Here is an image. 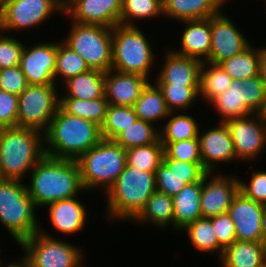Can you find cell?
Instances as JSON below:
<instances>
[{"label":"cell","instance_id":"obj_1","mask_svg":"<svg viewBox=\"0 0 266 267\" xmlns=\"http://www.w3.org/2000/svg\"><path fill=\"white\" fill-rule=\"evenodd\" d=\"M28 176L29 184H25L37 209L45 208L55 201L81 196V193L86 192L81 182L77 160L45 155Z\"/></svg>","mask_w":266,"mask_h":267},{"label":"cell","instance_id":"obj_2","mask_svg":"<svg viewBox=\"0 0 266 267\" xmlns=\"http://www.w3.org/2000/svg\"><path fill=\"white\" fill-rule=\"evenodd\" d=\"M101 140V128L98 125L70 115L59 106L44 133V152L53 158L77 160Z\"/></svg>","mask_w":266,"mask_h":267},{"label":"cell","instance_id":"obj_3","mask_svg":"<svg viewBox=\"0 0 266 267\" xmlns=\"http://www.w3.org/2000/svg\"><path fill=\"white\" fill-rule=\"evenodd\" d=\"M44 156V134L40 131L0 128V179L26 182L25 177Z\"/></svg>","mask_w":266,"mask_h":267},{"label":"cell","instance_id":"obj_4","mask_svg":"<svg viewBox=\"0 0 266 267\" xmlns=\"http://www.w3.org/2000/svg\"><path fill=\"white\" fill-rule=\"evenodd\" d=\"M155 191V172L125 166L123 172L103 196L106 202L104 211L107 219H112V223L131 222Z\"/></svg>","mask_w":266,"mask_h":267},{"label":"cell","instance_id":"obj_5","mask_svg":"<svg viewBox=\"0 0 266 267\" xmlns=\"http://www.w3.org/2000/svg\"><path fill=\"white\" fill-rule=\"evenodd\" d=\"M37 210L24 181L0 179V224L18 245L39 231Z\"/></svg>","mask_w":266,"mask_h":267},{"label":"cell","instance_id":"obj_6","mask_svg":"<svg viewBox=\"0 0 266 267\" xmlns=\"http://www.w3.org/2000/svg\"><path fill=\"white\" fill-rule=\"evenodd\" d=\"M148 34L139 26L118 24L112 28V70L134 73L153 81L156 54ZM152 75V77H150ZM152 78V79H150Z\"/></svg>","mask_w":266,"mask_h":267},{"label":"cell","instance_id":"obj_7","mask_svg":"<svg viewBox=\"0 0 266 267\" xmlns=\"http://www.w3.org/2000/svg\"><path fill=\"white\" fill-rule=\"evenodd\" d=\"M77 162L84 190L100 191L104 196L126 166V150L113 140L102 139Z\"/></svg>","mask_w":266,"mask_h":267},{"label":"cell","instance_id":"obj_8","mask_svg":"<svg viewBox=\"0 0 266 267\" xmlns=\"http://www.w3.org/2000/svg\"><path fill=\"white\" fill-rule=\"evenodd\" d=\"M42 226V227H41ZM40 223L39 231L22 241L18 247L31 267H84L83 249L67 239L50 235Z\"/></svg>","mask_w":266,"mask_h":267},{"label":"cell","instance_id":"obj_9","mask_svg":"<svg viewBox=\"0 0 266 267\" xmlns=\"http://www.w3.org/2000/svg\"><path fill=\"white\" fill-rule=\"evenodd\" d=\"M71 24V25H70ZM63 42L81 55L90 69L104 73L112 69V28L100 25L68 24Z\"/></svg>","mask_w":266,"mask_h":267},{"label":"cell","instance_id":"obj_10","mask_svg":"<svg viewBox=\"0 0 266 267\" xmlns=\"http://www.w3.org/2000/svg\"><path fill=\"white\" fill-rule=\"evenodd\" d=\"M266 97V84L260 75L244 80H233L229 89L213 98L212 106L220 116L219 122H226L259 113Z\"/></svg>","mask_w":266,"mask_h":267},{"label":"cell","instance_id":"obj_11","mask_svg":"<svg viewBox=\"0 0 266 267\" xmlns=\"http://www.w3.org/2000/svg\"><path fill=\"white\" fill-rule=\"evenodd\" d=\"M58 87L29 85L18 96L17 127L34 129L44 134L60 105Z\"/></svg>","mask_w":266,"mask_h":267},{"label":"cell","instance_id":"obj_12","mask_svg":"<svg viewBox=\"0 0 266 267\" xmlns=\"http://www.w3.org/2000/svg\"><path fill=\"white\" fill-rule=\"evenodd\" d=\"M57 13L64 15L62 0H2L1 32L11 35L14 30L38 29Z\"/></svg>","mask_w":266,"mask_h":267},{"label":"cell","instance_id":"obj_13","mask_svg":"<svg viewBox=\"0 0 266 267\" xmlns=\"http://www.w3.org/2000/svg\"><path fill=\"white\" fill-rule=\"evenodd\" d=\"M233 141L237 160L257 161L266 150V122L258 113L225 122ZM260 156V157H259ZM250 161V162H249Z\"/></svg>","mask_w":266,"mask_h":267},{"label":"cell","instance_id":"obj_14","mask_svg":"<svg viewBox=\"0 0 266 267\" xmlns=\"http://www.w3.org/2000/svg\"><path fill=\"white\" fill-rule=\"evenodd\" d=\"M239 192L238 175L219 172L207 173L202 178L200 207L202 217L227 213L233 198Z\"/></svg>","mask_w":266,"mask_h":267},{"label":"cell","instance_id":"obj_15","mask_svg":"<svg viewBox=\"0 0 266 267\" xmlns=\"http://www.w3.org/2000/svg\"><path fill=\"white\" fill-rule=\"evenodd\" d=\"M222 10L210 17L211 47L208 62L219 64L221 61L242 53L252 43L241 29L235 25Z\"/></svg>","mask_w":266,"mask_h":267},{"label":"cell","instance_id":"obj_16","mask_svg":"<svg viewBox=\"0 0 266 267\" xmlns=\"http://www.w3.org/2000/svg\"><path fill=\"white\" fill-rule=\"evenodd\" d=\"M217 125V126H216ZM200 153L202 166L208 173L218 172V169L232 162L237 163L230 131L224 122H219L211 128L199 131Z\"/></svg>","mask_w":266,"mask_h":267},{"label":"cell","instance_id":"obj_17","mask_svg":"<svg viewBox=\"0 0 266 267\" xmlns=\"http://www.w3.org/2000/svg\"><path fill=\"white\" fill-rule=\"evenodd\" d=\"M56 53L57 40L24 45L19 66L29 85H55Z\"/></svg>","mask_w":266,"mask_h":267},{"label":"cell","instance_id":"obj_18","mask_svg":"<svg viewBox=\"0 0 266 267\" xmlns=\"http://www.w3.org/2000/svg\"><path fill=\"white\" fill-rule=\"evenodd\" d=\"M234 223L236 240L262 242L266 206L246 198L240 191L227 211Z\"/></svg>","mask_w":266,"mask_h":267},{"label":"cell","instance_id":"obj_19","mask_svg":"<svg viewBox=\"0 0 266 267\" xmlns=\"http://www.w3.org/2000/svg\"><path fill=\"white\" fill-rule=\"evenodd\" d=\"M122 0H69L64 17L80 24L113 28L120 24Z\"/></svg>","mask_w":266,"mask_h":267},{"label":"cell","instance_id":"obj_20","mask_svg":"<svg viewBox=\"0 0 266 267\" xmlns=\"http://www.w3.org/2000/svg\"><path fill=\"white\" fill-rule=\"evenodd\" d=\"M163 54L162 67L153 79L156 85L200 86L201 60L178 54L171 47Z\"/></svg>","mask_w":266,"mask_h":267},{"label":"cell","instance_id":"obj_21","mask_svg":"<svg viewBox=\"0 0 266 267\" xmlns=\"http://www.w3.org/2000/svg\"><path fill=\"white\" fill-rule=\"evenodd\" d=\"M48 210L50 226L59 235L70 237L73 234L83 232L88 224L89 213L85 204L78 196L52 202L45 206ZM87 222V223H86Z\"/></svg>","mask_w":266,"mask_h":267},{"label":"cell","instance_id":"obj_22","mask_svg":"<svg viewBox=\"0 0 266 267\" xmlns=\"http://www.w3.org/2000/svg\"><path fill=\"white\" fill-rule=\"evenodd\" d=\"M149 82L145 76L111 69L105 73V97L110 105L133 106Z\"/></svg>","mask_w":266,"mask_h":267},{"label":"cell","instance_id":"obj_23","mask_svg":"<svg viewBox=\"0 0 266 267\" xmlns=\"http://www.w3.org/2000/svg\"><path fill=\"white\" fill-rule=\"evenodd\" d=\"M179 23L185 24V27L183 26V32L178 39L179 49L173 47L172 49L178 54L206 61L211 47L210 18L185 20Z\"/></svg>","mask_w":266,"mask_h":267},{"label":"cell","instance_id":"obj_24","mask_svg":"<svg viewBox=\"0 0 266 267\" xmlns=\"http://www.w3.org/2000/svg\"><path fill=\"white\" fill-rule=\"evenodd\" d=\"M163 16L175 21L206 19L224 9V0H162ZM223 7V8H222Z\"/></svg>","mask_w":266,"mask_h":267},{"label":"cell","instance_id":"obj_25","mask_svg":"<svg viewBox=\"0 0 266 267\" xmlns=\"http://www.w3.org/2000/svg\"><path fill=\"white\" fill-rule=\"evenodd\" d=\"M138 223L154 226L157 229L174 230V204L171 196L155 191L146 202L144 208L131 221V223ZM150 223V224H149ZM156 226V227H155ZM166 227V228H165ZM170 227V228H168Z\"/></svg>","mask_w":266,"mask_h":267},{"label":"cell","instance_id":"obj_26","mask_svg":"<svg viewBox=\"0 0 266 267\" xmlns=\"http://www.w3.org/2000/svg\"><path fill=\"white\" fill-rule=\"evenodd\" d=\"M202 179L193 184H187L172 197L174 204V232H181L189 223L202 217L200 199Z\"/></svg>","mask_w":266,"mask_h":267},{"label":"cell","instance_id":"obj_27","mask_svg":"<svg viewBox=\"0 0 266 267\" xmlns=\"http://www.w3.org/2000/svg\"><path fill=\"white\" fill-rule=\"evenodd\" d=\"M64 85V86H62ZM60 89V98H75L81 100H92L105 97V73L99 70L90 69L87 72L78 74L64 82Z\"/></svg>","mask_w":266,"mask_h":267},{"label":"cell","instance_id":"obj_28","mask_svg":"<svg viewBox=\"0 0 266 267\" xmlns=\"http://www.w3.org/2000/svg\"><path fill=\"white\" fill-rule=\"evenodd\" d=\"M218 261L220 267H260L266 263V250L262 242L235 240Z\"/></svg>","mask_w":266,"mask_h":267},{"label":"cell","instance_id":"obj_29","mask_svg":"<svg viewBox=\"0 0 266 267\" xmlns=\"http://www.w3.org/2000/svg\"><path fill=\"white\" fill-rule=\"evenodd\" d=\"M132 107L138 119L157 125L159 129L161 128L160 122L163 124L162 121H165L170 114L162 91L153 81H150L142 90L140 97Z\"/></svg>","mask_w":266,"mask_h":267},{"label":"cell","instance_id":"obj_30","mask_svg":"<svg viewBox=\"0 0 266 267\" xmlns=\"http://www.w3.org/2000/svg\"><path fill=\"white\" fill-rule=\"evenodd\" d=\"M188 112H170L165 124L159 129L160 141L164 148L171 142L195 139L199 136V120Z\"/></svg>","mask_w":266,"mask_h":267},{"label":"cell","instance_id":"obj_31","mask_svg":"<svg viewBox=\"0 0 266 267\" xmlns=\"http://www.w3.org/2000/svg\"><path fill=\"white\" fill-rule=\"evenodd\" d=\"M188 236L191 245L203 253V256L208 254H217L219 260L224 249L219 245L218 239L214 232L211 223V217H201L194 222L189 223L181 230Z\"/></svg>","mask_w":266,"mask_h":267},{"label":"cell","instance_id":"obj_32","mask_svg":"<svg viewBox=\"0 0 266 267\" xmlns=\"http://www.w3.org/2000/svg\"><path fill=\"white\" fill-rule=\"evenodd\" d=\"M262 47L250 45L242 53L227 58L219 63L233 80H244L259 75Z\"/></svg>","mask_w":266,"mask_h":267},{"label":"cell","instance_id":"obj_33","mask_svg":"<svg viewBox=\"0 0 266 267\" xmlns=\"http://www.w3.org/2000/svg\"><path fill=\"white\" fill-rule=\"evenodd\" d=\"M233 79L217 63L204 61L200 68V96L205 103L225 93Z\"/></svg>","mask_w":266,"mask_h":267},{"label":"cell","instance_id":"obj_34","mask_svg":"<svg viewBox=\"0 0 266 267\" xmlns=\"http://www.w3.org/2000/svg\"><path fill=\"white\" fill-rule=\"evenodd\" d=\"M108 105L106 97H99L88 101L75 98H60L59 106L66 113L87 119L101 128L106 119Z\"/></svg>","mask_w":266,"mask_h":267},{"label":"cell","instance_id":"obj_35","mask_svg":"<svg viewBox=\"0 0 266 267\" xmlns=\"http://www.w3.org/2000/svg\"><path fill=\"white\" fill-rule=\"evenodd\" d=\"M90 70L84 58L72 50L62 40L57 42L56 67L54 74L55 85L59 80L66 82L69 78Z\"/></svg>","mask_w":266,"mask_h":267},{"label":"cell","instance_id":"obj_36","mask_svg":"<svg viewBox=\"0 0 266 267\" xmlns=\"http://www.w3.org/2000/svg\"><path fill=\"white\" fill-rule=\"evenodd\" d=\"M161 15L163 16L162 0H122L120 24L137 26L139 21L146 22V19L153 20Z\"/></svg>","mask_w":266,"mask_h":267},{"label":"cell","instance_id":"obj_37","mask_svg":"<svg viewBox=\"0 0 266 267\" xmlns=\"http://www.w3.org/2000/svg\"><path fill=\"white\" fill-rule=\"evenodd\" d=\"M160 139L159 128L152 123L137 119L132 125L121 131L113 141L125 150L153 144Z\"/></svg>","mask_w":266,"mask_h":267},{"label":"cell","instance_id":"obj_38","mask_svg":"<svg viewBox=\"0 0 266 267\" xmlns=\"http://www.w3.org/2000/svg\"><path fill=\"white\" fill-rule=\"evenodd\" d=\"M164 146L160 139L149 145L136 146L126 150V166L141 169L147 172H155L162 163Z\"/></svg>","mask_w":266,"mask_h":267},{"label":"cell","instance_id":"obj_39","mask_svg":"<svg viewBox=\"0 0 266 267\" xmlns=\"http://www.w3.org/2000/svg\"><path fill=\"white\" fill-rule=\"evenodd\" d=\"M170 112H188L200 97V86L157 85ZM197 99V100H196ZM196 101V102H195Z\"/></svg>","mask_w":266,"mask_h":267},{"label":"cell","instance_id":"obj_40","mask_svg":"<svg viewBox=\"0 0 266 267\" xmlns=\"http://www.w3.org/2000/svg\"><path fill=\"white\" fill-rule=\"evenodd\" d=\"M138 119L132 106L108 105L106 119L101 127L102 139L113 140L121 131Z\"/></svg>","mask_w":266,"mask_h":267},{"label":"cell","instance_id":"obj_41","mask_svg":"<svg viewBox=\"0 0 266 267\" xmlns=\"http://www.w3.org/2000/svg\"><path fill=\"white\" fill-rule=\"evenodd\" d=\"M204 176H179L169 170L162 162L155 170L156 191L171 197L180 192L187 184L199 182Z\"/></svg>","mask_w":266,"mask_h":267},{"label":"cell","instance_id":"obj_42","mask_svg":"<svg viewBox=\"0 0 266 267\" xmlns=\"http://www.w3.org/2000/svg\"><path fill=\"white\" fill-rule=\"evenodd\" d=\"M163 159L202 163L199 138L169 143L164 148Z\"/></svg>","mask_w":266,"mask_h":267},{"label":"cell","instance_id":"obj_43","mask_svg":"<svg viewBox=\"0 0 266 267\" xmlns=\"http://www.w3.org/2000/svg\"><path fill=\"white\" fill-rule=\"evenodd\" d=\"M14 36L0 32V69L10 68L20 64L22 51L24 45L27 43H24L19 37L15 38Z\"/></svg>","mask_w":266,"mask_h":267},{"label":"cell","instance_id":"obj_44","mask_svg":"<svg viewBox=\"0 0 266 267\" xmlns=\"http://www.w3.org/2000/svg\"><path fill=\"white\" fill-rule=\"evenodd\" d=\"M253 171L250 175L249 182L239 179V191L246 197L255 202L266 206V170L263 169Z\"/></svg>","mask_w":266,"mask_h":267},{"label":"cell","instance_id":"obj_45","mask_svg":"<svg viewBox=\"0 0 266 267\" xmlns=\"http://www.w3.org/2000/svg\"><path fill=\"white\" fill-rule=\"evenodd\" d=\"M29 86L20 66L0 69V89L20 95Z\"/></svg>","mask_w":266,"mask_h":267},{"label":"cell","instance_id":"obj_46","mask_svg":"<svg viewBox=\"0 0 266 267\" xmlns=\"http://www.w3.org/2000/svg\"><path fill=\"white\" fill-rule=\"evenodd\" d=\"M18 95L0 89V128L17 127Z\"/></svg>","mask_w":266,"mask_h":267},{"label":"cell","instance_id":"obj_47","mask_svg":"<svg viewBox=\"0 0 266 267\" xmlns=\"http://www.w3.org/2000/svg\"><path fill=\"white\" fill-rule=\"evenodd\" d=\"M212 227L219 245L225 249L236 240L234 223L228 213L211 217Z\"/></svg>","mask_w":266,"mask_h":267},{"label":"cell","instance_id":"obj_48","mask_svg":"<svg viewBox=\"0 0 266 267\" xmlns=\"http://www.w3.org/2000/svg\"><path fill=\"white\" fill-rule=\"evenodd\" d=\"M162 162L171 172L179 176H205L208 173L203 168L202 163H191L175 159H163Z\"/></svg>","mask_w":266,"mask_h":267},{"label":"cell","instance_id":"obj_49","mask_svg":"<svg viewBox=\"0 0 266 267\" xmlns=\"http://www.w3.org/2000/svg\"><path fill=\"white\" fill-rule=\"evenodd\" d=\"M14 260L9 263L6 261L4 264V261L0 257V267H31L29 262L23 256Z\"/></svg>","mask_w":266,"mask_h":267},{"label":"cell","instance_id":"obj_50","mask_svg":"<svg viewBox=\"0 0 266 267\" xmlns=\"http://www.w3.org/2000/svg\"><path fill=\"white\" fill-rule=\"evenodd\" d=\"M259 75L266 84V47L262 46Z\"/></svg>","mask_w":266,"mask_h":267},{"label":"cell","instance_id":"obj_51","mask_svg":"<svg viewBox=\"0 0 266 267\" xmlns=\"http://www.w3.org/2000/svg\"><path fill=\"white\" fill-rule=\"evenodd\" d=\"M258 114L266 122V97H265V100H264L263 107H262V109L260 110V112Z\"/></svg>","mask_w":266,"mask_h":267},{"label":"cell","instance_id":"obj_52","mask_svg":"<svg viewBox=\"0 0 266 267\" xmlns=\"http://www.w3.org/2000/svg\"><path fill=\"white\" fill-rule=\"evenodd\" d=\"M262 244L264 245V248L266 250V215H265V225H264V237L262 240Z\"/></svg>","mask_w":266,"mask_h":267},{"label":"cell","instance_id":"obj_53","mask_svg":"<svg viewBox=\"0 0 266 267\" xmlns=\"http://www.w3.org/2000/svg\"><path fill=\"white\" fill-rule=\"evenodd\" d=\"M224 2H225V6H227L229 4L230 0H224Z\"/></svg>","mask_w":266,"mask_h":267},{"label":"cell","instance_id":"obj_54","mask_svg":"<svg viewBox=\"0 0 266 267\" xmlns=\"http://www.w3.org/2000/svg\"><path fill=\"white\" fill-rule=\"evenodd\" d=\"M69 0H62L63 5H65Z\"/></svg>","mask_w":266,"mask_h":267},{"label":"cell","instance_id":"obj_55","mask_svg":"<svg viewBox=\"0 0 266 267\" xmlns=\"http://www.w3.org/2000/svg\"><path fill=\"white\" fill-rule=\"evenodd\" d=\"M0 32H1V16H0Z\"/></svg>","mask_w":266,"mask_h":267}]
</instances>
